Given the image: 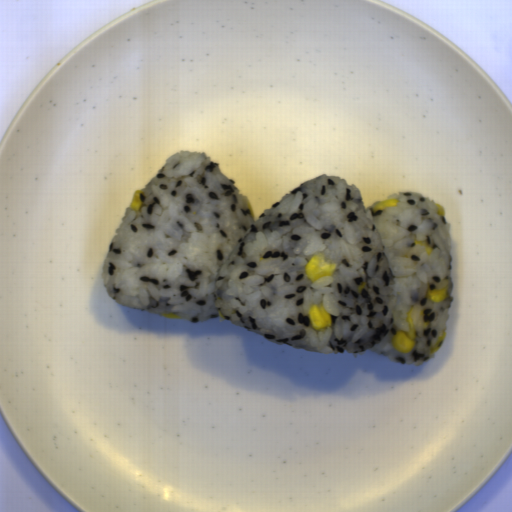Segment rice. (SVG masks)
Wrapping results in <instances>:
<instances>
[{
    "label": "rice",
    "instance_id": "obj_1",
    "mask_svg": "<svg viewBox=\"0 0 512 512\" xmlns=\"http://www.w3.org/2000/svg\"><path fill=\"white\" fill-rule=\"evenodd\" d=\"M141 209L126 208L101 268L112 300L189 322L221 318L269 341L319 354L373 352L421 366L446 332L454 303L453 238L446 214L418 191H398L395 207L374 211L358 187L321 174L254 207L205 152L180 150L140 189ZM424 240L432 252L427 256ZM333 274L311 282L316 253ZM446 288L440 302L428 289ZM323 303L332 326L307 316ZM415 347L392 345L409 331Z\"/></svg>",
    "mask_w": 512,
    "mask_h": 512
}]
</instances>
